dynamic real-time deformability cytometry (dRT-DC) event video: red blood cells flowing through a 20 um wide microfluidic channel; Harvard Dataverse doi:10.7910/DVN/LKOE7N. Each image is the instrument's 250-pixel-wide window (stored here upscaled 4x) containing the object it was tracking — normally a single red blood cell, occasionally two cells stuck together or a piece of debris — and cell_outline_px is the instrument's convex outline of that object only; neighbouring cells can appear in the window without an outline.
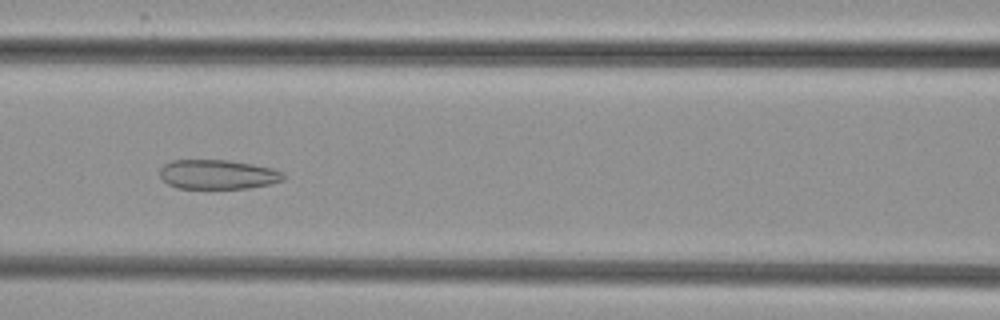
{"species": "common noctule bat (a hibernating species)", "species_latin": "Nyctalus noctula", "temperature_condition": "cold", "stored_images_in_passage": 4, "camera_frame_rate_fps": 3000, "um_per_image_px": 0.085, "animal": {"sex": "female", "body_mass_g": 29.2, "forearm_length_mm": 56.3}, "frame": {"image": 1, "passage_image": 3, "time_ms": 2.333, "image_size_px": [1000, 320], "cell_outline_px": [[284, 180], [272, 184], [248, 188], [176, 188], [168, 184], [160, 176], [160, 168], [164, 164], [172, 160], [228, 160], [252, 164], [272, 168], [284, 172]], "centroid_in_image_um": [18.53, 14.83], "position_along_channel_um": 148.1, "area_um2": 21.27}}
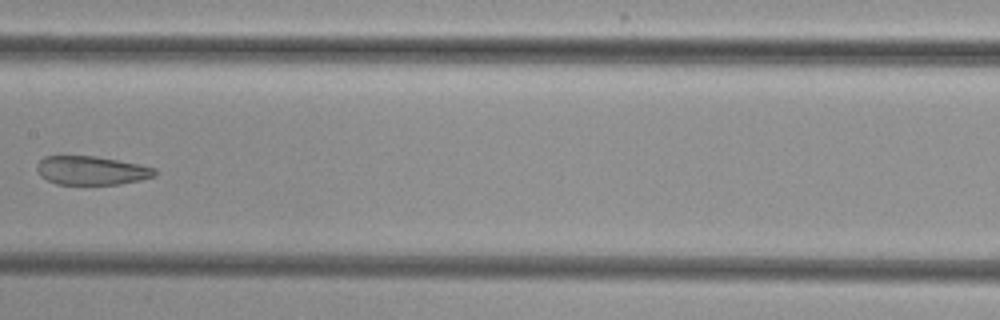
{"frame": {"image": 2, "passage_image": 4, "time_ms": 3.667, "image_size_px": [1000, 320], "cell_outline_px": [[156, 176], [140, 180], [120, 184], [56, 184], [40, 176], [36, 168], [36, 164], [44, 156], [96, 156], [140, 164], [156, 168]], "centroid_in_image_um": [7.78, 14.49], "position_along_channel_um": 199.6, "area_um2": 19.83}}